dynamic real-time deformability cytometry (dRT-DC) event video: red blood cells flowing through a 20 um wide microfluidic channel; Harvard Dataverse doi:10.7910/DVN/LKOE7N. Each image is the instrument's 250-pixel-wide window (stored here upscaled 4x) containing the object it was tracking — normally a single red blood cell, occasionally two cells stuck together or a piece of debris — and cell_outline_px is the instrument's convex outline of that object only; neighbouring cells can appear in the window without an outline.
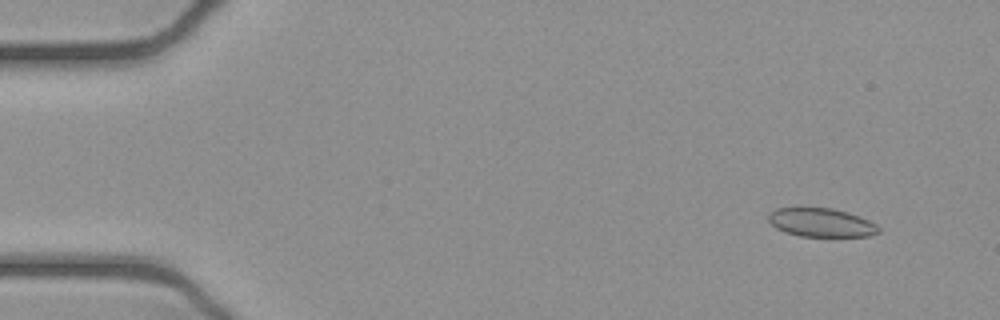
{"species": "common noctule bat (a hibernating species)", "species_latin": "Nyctalus noctula", "temperature_condition": "cold", "stored_images_in_passage": 54, "camera_frame_rate_fps": 3000, "um_per_image_px": 0.085, "animal": {"sex": "female", "body_mass_g": 21.9}, "frame": {"image": 1, "passage_image": 5, "time_ms": 1.333, "image_size_px": [1000, 320], "cell_outline_px": [[880, 232], [868, 236], [800, 236], [784, 232], [776, 228], [768, 220], [768, 212], [776, 208], [800, 204], [832, 208], [848, 212], [860, 216], [876, 224], [880, 228]], "centroid_in_image_um": [69.73, 18.86], "position_along_channel_um": 15.3, "area_um2": 19.25}}
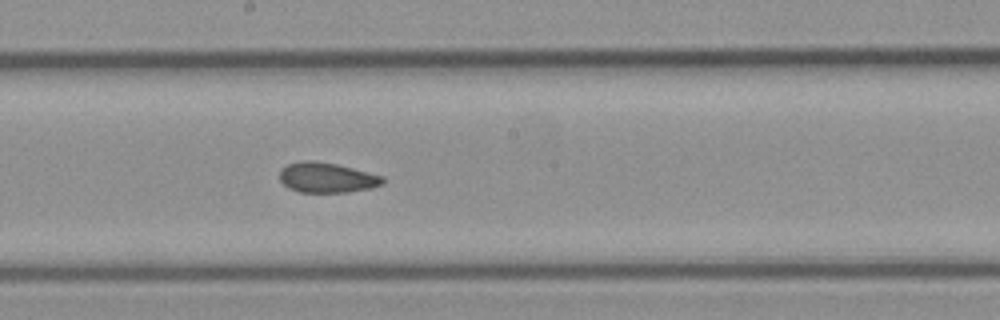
{"frame": {"image": 2, "passage_image": 29, "time_ms": 9.333, "image_size_px": [1000, 320], "cell_outline_px": [[384, 184], [372, 188], [348, 192], [300, 192], [288, 188], [280, 180], [280, 168], [288, 164], [304, 160], [312, 160], [336, 164], [384, 176]], "centroid_in_image_um": [27.79, 15.1], "position_along_channel_um": 220.4, "area_um2": 18.15}}
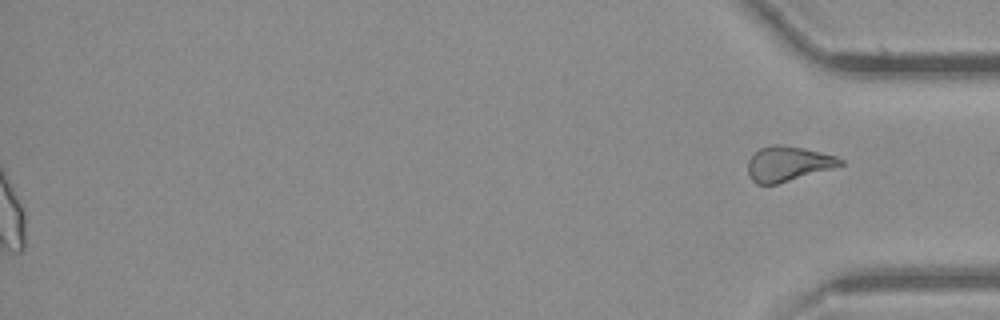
{"frame": {"image": 3, "passage_image": 54, "time_ms": 17.667, "image_size_px": [1000, 320], "cell_outline_px": [[844, 164], [832, 168], [776, 184], [756, 184], [752, 180], [748, 172], [748, 160], [760, 148], [772, 144], [780, 144], [804, 148], [836, 156], [844, 160]], "centroid_in_image_um": [66.97, 13.91], "position_along_channel_um": 368.2, "area_um2": 18.61}, "authors_computed_cell_mechanics": {"area_um2": 18.8428, "velocity_mm_per_s": 3.9184, "shape_relaxation_time_tau1_ms": null, "shape_relaxation_time_tau2_ms": 2.3169, "deformation_change_tau1": null, "deformation_change_tau2": 0.0672}}